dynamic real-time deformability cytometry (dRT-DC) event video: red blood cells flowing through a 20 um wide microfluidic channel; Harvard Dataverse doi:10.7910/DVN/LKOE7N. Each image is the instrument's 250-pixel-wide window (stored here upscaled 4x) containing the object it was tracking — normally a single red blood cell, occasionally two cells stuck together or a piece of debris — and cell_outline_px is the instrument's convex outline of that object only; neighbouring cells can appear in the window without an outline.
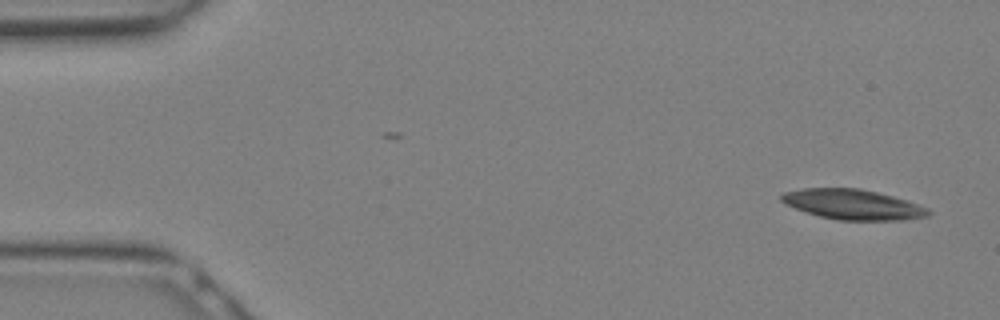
{"species": "Egyptian fruit bat (a non-hibernating species)", "species_latin": "Rousettus aegyptiacus", "temperature_condition": "warm", "stored_images_in_passage": 11, "camera_frame_rate_fps": 3000, "um_per_image_px": 0.085, "animal": {"sex": "female"}, "frame": {"image": 1, "passage_image": 1, "time_ms": 0.0, "image_size_px": [1000, 320], "cell_outline_px": [[932, 212], [928, 216], [904, 220], [836, 220], [820, 216], [784, 204], [780, 200], [780, 196], [784, 192], [804, 188], [860, 188], [892, 196], [928, 208]], "centroid_in_image_um": [72.48, 17.38], "position_along_channel_um": 12.5, "area_um2": 25.61}}
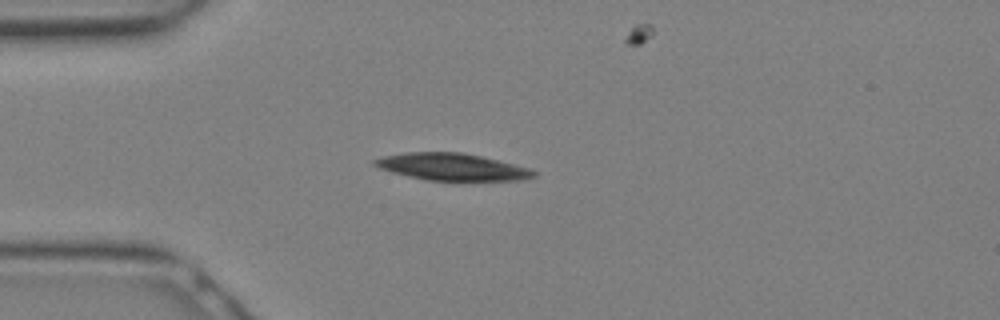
{"frame": {"image": 2, "passage_image": 7, "time_ms": 2.0, "image_size_px": [1000, 320], "cell_outline_px": [[536, 176], [520, 180], [428, 180], [408, 176], [392, 172], [380, 168], [372, 164], [372, 160], [380, 156], [404, 152], [460, 152], [480, 156], [532, 168], [536, 172]], "centroid_in_image_um": [38.39, 14.17], "position_along_channel_um": 46.6, "area_um2": 25.03}}